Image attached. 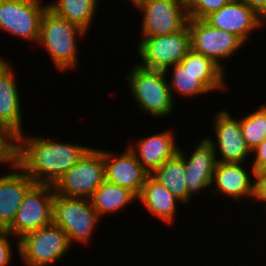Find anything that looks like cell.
<instances>
[{"label": "cell", "instance_id": "obj_20", "mask_svg": "<svg viewBox=\"0 0 266 266\" xmlns=\"http://www.w3.org/2000/svg\"><path fill=\"white\" fill-rule=\"evenodd\" d=\"M179 147L175 134L171 130L155 133L145 138L141 137L133 145L128 146L149 174L174 157L179 152Z\"/></svg>", "mask_w": 266, "mask_h": 266}, {"label": "cell", "instance_id": "obj_7", "mask_svg": "<svg viewBox=\"0 0 266 266\" xmlns=\"http://www.w3.org/2000/svg\"><path fill=\"white\" fill-rule=\"evenodd\" d=\"M141 58L140 66L166 71L181 60L191 50V34L188 25L181 31L173 34L156 37H143L137 49Z\"/></svg>", "mask_w": 266, "mask_h": 266}, {"label": "cell", "instance_id": "obj_19", "mask_svg": "<svg viewBox=\"0 0 266 266\" xmlns=\"http://www.w3.org/2000/svg\"><path fill=\"white\" fill-rule=\"evenodd\" d=\"M0 174V230H6L15 218L27 191L35 182L17 165Z\"/></svg>", "mask_w": 266, "mask_h": 266}, {"label": "cell", "instance_id": "obj_30", "mask_svg": "<svg viewBox=\"0 0 266 266\" xmlns=\"http://www.w3.org/2000/svg\"><path fill=\"white\" fill-rule=\"evenodd\" d=\"M252 156H254L252 162V167L255 172L266 170V138L262 143L251 151Z\"/></svg>", "mask_w": 266, "mask_h": 266}, {"label": "cell", "instance_id": "obj_33", "mask_svg": "<svg viewBox=\"0 0 266 266\" xmlns=\"http://www.w3.org/2000/svg\"><path fill=\"white\" fill-rule=\"evenodd\" d=\"M134 7H136L139 3H141L143 0H129Z\"/></svg>", "mask_w": 266, "mask_h": 266}, {"label": "cell", "instance_id": "obj_28", "mask_svg": "<svg viewBox=\"0 0 266 266\" xmlns=\"http://www.w3.org/2000/svg\"><path fill=\"white\" fill-rule=\"evenodd\" d=\"M231 0H188L186 2L189 18L204 19L229 3Z\"/></svg>", "mask_w": 266, "mask_h": 266}, {"label": "cell", "instance_id": "obj_14", "mask_svg": "<svg viewBox=\"0 0 266 266\" xmlns=\"http://www.w3.org/2000/svg\"><path fill=\"white\" fill-rule=\"evenodd\" d=\"M204 20L215 28L233 33L244 43H248L254 30L266 27V21L242 0H231Z\"/></svg>", "mask_w": 266, "mask_h": 266}, {"label": "cell", "instance_id": "obj_32", "mask_svg": "<svg viewBox=\"0 0 266 266\" xmlns=\"http://www.w3.org/2000/svg\"><path fill=\"white\" fill-rule=\"evenodd\" d=\"M266 21V0H242Z\"/></svg>", "mask_w": 266, "mask_h": 266}, {"label": "cell", "instance_id": "obj_5", "mask_svg": "<svg viewBox=\"0 0 266 266\" xmlns=\"http://www.w3.org/2000/svg\"><path fill=\"white\" fill-rule=\"evenodd\" d=\"M20 259L26 266H49L72 248L67 234L54 222L16 240Z\"/></svg>", "mask_w": 266, "mask_h": 266}, {"label": "cell", "instance_id": "obj_21", "mask_svg": "<svg viewBox=\"0 0 266 266\" xmlns=\"http://www.w3.org/2000/svg\"><path fill=\"white\" fill-rule=\"evenodd\" d=\"M137 201L147 209L155 218L160 219L167 225L175 222L177 217L178 200L165 186L149 174L145 180L144 186L140 194L137 196Z\"/></svg>", "mask_w": 266, "mask_h": 266}, {"label": "cell", "instance_id": "obj_2", "mask_svg": "<svg viewBox=\"0 0 266 266\" xmlns=\"http://www.w3.org/2000/svg\"><path fill=\"white\" fill-rule=\"evenodd\" d=\"M87 32L47 8L41 19L38 46L46 49L57 71L72 70L78 63V40ZM78 46V47H77Z\"/></svg>", "mask_w": 266, "mask_h": 266}, {"label": "cell", "instance_id": "obj_27", "mask_svg": "<svg viewBox=\"0 0 266 266\" xmlns=\"http://www.w3.org/2000/svg\"><path fill=\"white\" fill-rule=\"evenodd\" d=\"M17 137L5 126L0 125V166L16 164ZM10 164V165H9Z\"/></svg>", "mask_w": 266, "mask_h": 266}, {"label": "cell", "instance_id": "obj_18", "mask_svg": "<svg viewBox=\"0 0 266 266\" xmlns=\"http://www.w3.org/2000/svg\"><path fill=\"white\" fill-rule=\"evenodd\" d=\"M14 72L10 61L0 56V125L18 137L24 133L23 108Z\"/></svg>", "mask_w": 266, "mask_h": 266}, {"label": "cell", "instance_id": "obj_25", "mask_svg": "<svg viewBox=\"0 0 266 266\" xmlns=\"http://www.w3.org/2000/svg\"><path fill=\"white\" fill-rule=\"evenodd\" d=\"M240 126L247 147L254 150L266 138V104L240 118Z\"/></svg>", "mask_w": 266, "mask_h": 266}, {"label": "cell", "instance_id": "obj_16", "mask_svg": "<svg viewBox=\"0 0 266 266\" xmlns=\"http://www.w3.org/2000/svg\"><path fill=\"white\" fill-rule=\"evenodd\" d=\"M172 69V74L170 71ZM168 71V72H167ZM166 74L171 75L168 79L169 88L175 101V93L183 97H197V95H207L209 92L227 91V79L225 73H193L185 68L181 63L169 67ZM227 86V87H226Z\"/></svg>", "mask_w": 266, "mask_h": 266}, {"label": "cell", "instance_id": "obj_17", "mask_svg": "<svg viewBox=\"0 0 266 266\" xmlns=\"http://www.w3.org/2000/svg\"><path fill=\"white\" fill-rule=\"evenodd\" d=\"M102 152L106 181L128 188L138 196L149 173L138 162L135 154L128 146L119 155L109 150H102Z\"/></svg>", "mask_w": 266, "mask_h": 266}, {"label": "cell", "instance_id": "obj_24", "mask_svg": "<svg viewBox=\"0 0 266 266\" xmlns=\"http://www.w3.org/2000/svg\"><path fill=\"white\" fill-rule=\"evenodd\" d=\"M47 3L48 8L55 14L76 24L84 31L88 30L95 20L96 9H98V0H54Z\"/></svg>", "mask_w": 266, "mask_h": 266}, {"label": "cell", "instance_id": "obj_6", "mask_svg": "<svg viewBox=\"0 0 266 266\" xmlns=\"http://www.w3.org/2000/svg\"><path fill=\"white\" fill-rule=\"evenodd\" d=\"M106 180L102 148H89L53 186L54 192L65 197L91 198Z\"/></svg>", "mask_w": 266, "mask_h": 266}, {"label": "cell", "instance_id": "obj_13", "mask_svg": "<svg viewBox=\"0 0 266 266\" xmlns=\"http://www.w3.org/2000/svg\"><path fill=\"white\" fill-rule=\"evenodd\" d=\"M244 166L243 163L218 162L214 170L211 194L229 196L236 203L241 201L253 202L255 195V170L250 165L248 172Z\"/></svg>", "mask_w": 266, "mask_h": 266}, {"label": "cell", "instance_id": "obj_26", "mask_svg": "<svg viewBox=\"0 0 266 266\" xmlns=\"http://www.w3.org/2000/svg\"><path fill=\"white\" fill-rule=\"evenodd\" d=\"M193 73H226L212 59L194 52L192 49L180 62Z\"/></svg>", "mask_w": 266, "mask_h": 266}, {"label": "cell", "instance_id": "obj_31", "mask_svg": "<svg viewBox=\"0 0 266 266\" xmlns=\"http://www.w3.org/2000/svg\"><path fill=\"white\" fill-rule=\"evenodd\" d=\"M266 204V170L255 172V195L253 201Z\"/></svg>", "mask_w": 266, "mask_h": 266}, {"label": "cell", "instance_id": "obj_1", "mask_svg": "<svg viewBox=\"0 0 266 266\" xmlns=\"http://www.w3.org/2000/svg\"><path fill=\"white\" fill-rule=\"evenodd\" d=\"M46 137H17L16 164L35 182L54 186L90 146L54 141Z\"/></svg>", "mask_w": 266, "mask_h": 266}, {"label": "cell", "instance_id": "obj_11", "mask_svg": "<svg viewBox=\"0 0 266 266\" xmlns=\"http://www.w3.org/2000/svg\"><path fill=\"white\" fill-rule=\"evenodd\" d=\"M187 25L191 49L212 59L223 70L225 64L222 60H228L245 45L238 36L211 26L204 19L189 18Z\"/></svg>", "mask_w": 266, "mask_h": 266}, {"label": "cell", "instance_id": "obj_4", "mask_svg": "<svg viewBox=\"0 0 266 266\" xmlns=\"http://www.w3.org/2000/svg\"><path fill=\"white\" fill-rule=\"evenodd\" d=\"M100 219L89 198L65 197L55 193L53 222L67 234L71 246L76 242L88 244Z\"/></svg>", "mask_w": 266, "mask_h": 266}, {"label": "cell", "instance_id": "obj_12", "mask_svg": "<svg viewBox=\"0 0 266 266\" xmlns=\"http://www.w3.org/2000/svg\"><path fill=\"white\" fill-rule=\"evenodd\" d=\"M212 119L216 139L213 136L206 138L213 146L217 161L245 164L251 151L245 143L240 119L233 117L228 110L218 111Z\"/></svg>", "mask_w": 266, "mask_h": 266}, {"label": "cell", "instance_id": "obj_10", "mask_svg": "<svg viewBox=\"0 0 266 266\" xmlns=\"http://www.w3.org/2000/svg\"><path fill=\"white\" fill-rule=\"evenodd\" d=\"M135 8L143 15L141 38L176 33L183 30L189 20L183 0H143Z\"/></svg>", "mask_w": 266, "mask_h": 266}, {"label": "cell", "instance_id": "obj_3", "mask_svg": "<svg viewBox=\"0 0 266 266\" xmlns=\"http://www.w3.org/2000/svg\"><path fill=\"white\" fill-rule=\"evenodd\" d=\"M132 67L126 78L138 109L154 118L172 115L175 103L167 80L169 75L165 71L147 69L139 64Z\"/></svg>", "mask_w": 266, "mask_h": 266}, {"label": "cell", "instance_id": "obj_15", "mask_svg": "<svg viewBox=\"0 0 266 266\" xmlns=\"http://www.w3.org/2000/svg\"><path fill=\"white\" fill-rule=\"evenodd\" d=\"M196 145L188 156L183 152L185 150L179 147V153L184 158L187 192L191 197L212 187L214 170L218 163L213 146L206 137Z\"/></svg>", "mask_w": 266, "mask_h": 266}, {"label": "cell", "instance_id": "obj_9", "mask_svg": "<svg viewBox=\"0 0 266 266\" xmlns=\"http://www.w3.org/2000/svg\"><path fill=\"white\" fill-rule=\"evenodd\" d=\"M42 0H0V31L38 42L41 19L48 8Z\"/></svg>", "mask_w": 266, "mask_h": 266}, {"label": "cell", "instance_id": "obj_22", "mask_svg": "<svg viewBox=\"0 0 266 266\" xmlns=\"http://www.w3.org/2000/svg\"><path fill=\"white\" fill-rule=\"evenodd\" d=\"M93 208L102 218L105 214L121 213L123 209L135 200L137 195L130 189L104 181L90 198Z\"/></svg>", "mask_w": 266, "mask_h": 266}, {"label": "cell", "instance_id": "obj_23", "mask_svg": "<svg viewBox=\"0 0 266 266\" xmlns=\"http://www.w3.org/2000/svg\"><path fill=\"white\" fill-rule=\"evenodd\" d=\"M151 175L184 205L191 203L190 200L193 197L187 192L184 158L179 152L158 167Z\"/></svg>", "mask_w": 266, "mask_h": 266}, {"label": "cell", "instance_id": "obj_8", "mask_svg": "<svg viewBox=\"0 0 266 266\" xmlns=\"http://www.w3.org/2000/svg\"><path fill=\"white\" fill-rule=\"evenodd\" d=\"M54 188L34 184L25 194L12 224L6 229L15 239L53 222Z\"/></svg>", "mask_w": 266, "mask_h": 266}, {"label": "cell", "instance_id": "obj_29", "mask_svg": "<svg viewBox=\"0 0 266 266\" xmlns=\"http://www.w3.org/2000/svg\"><path fill=\"white\" fill-rule=\"evenodd\" d=\"M13 236L6 230H0V266H9L12 258V244L10 238ZM12 258V259H11Z\"/></svg>", "mask_w": 266, "mask_h": 266}]
</instances>
